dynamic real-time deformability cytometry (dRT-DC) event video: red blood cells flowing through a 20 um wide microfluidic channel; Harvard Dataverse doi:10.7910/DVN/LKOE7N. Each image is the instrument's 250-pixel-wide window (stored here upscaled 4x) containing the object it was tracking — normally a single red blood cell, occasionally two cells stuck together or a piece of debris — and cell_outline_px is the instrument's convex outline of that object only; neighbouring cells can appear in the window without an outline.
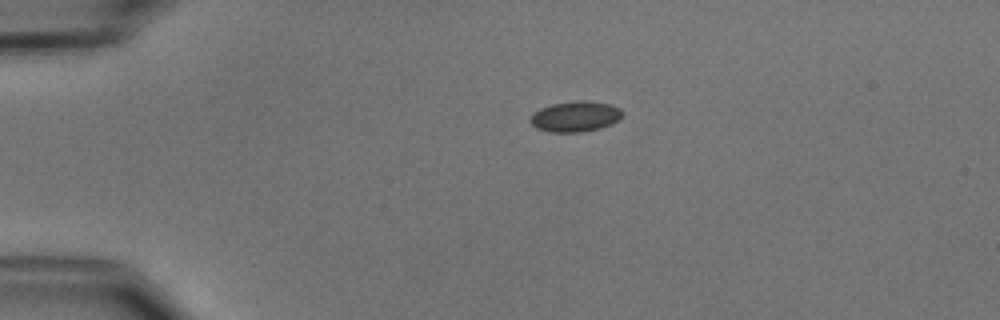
{"species": "common noctule bat (a hibernating species)", "species_latin": "Nyctalus noctula", "temperature_condition": "cold", "stored_images_in_passage": 6, "camera_frame_rate_fps": 3000, "um_per_image_px": 0.085, "animal": {"sex": "male", "body_mass_g": 15.6}, "frame": {"image": 1, "passage_image": 1, "time_ms": 0.0, "image_size_px": [1000, 320], "cell_outline_px": [[624, 116], [612, 124], [600, 128], [580, 132], [548, 132], [536, 128], [532, 124], [532, 116], [540, 108], [552, 104], [580, 100], [584, 100], [608, 104], [620, 108], [624, 112]], "centroid_in_image_um": [48.95, 9.9], "position_along_channel_um": 36.0, "area_um2": 16.3}}
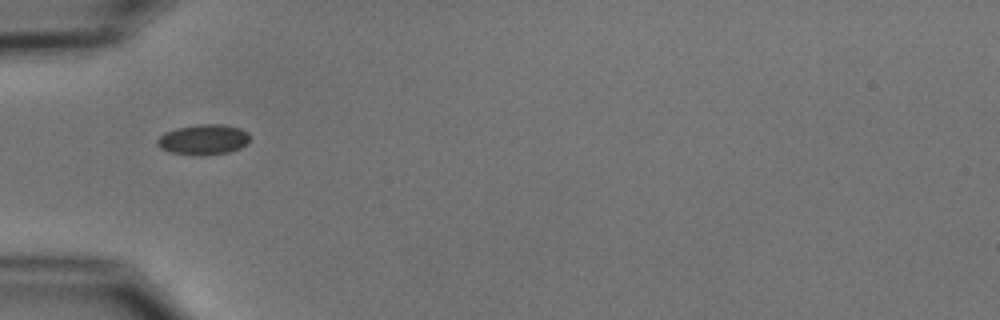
{"frame": {"image": 2, "passage_image": 2, "time_ms": 2.0, "image_size_px": [1000, 320], "cell_outline_px": [[248, 144], [240, 148], [228, 152], [200, 156], [172, 152], [160, 148], [156, 144], [156, 140], [164, 132], [176, 128], [200, 124], [220, 124], [240, 128], [248, 132]], "centroid_in_image_um": [17.28, 11.86], "position_along_channel_um": 67.7, "area_um2": 16.36}}
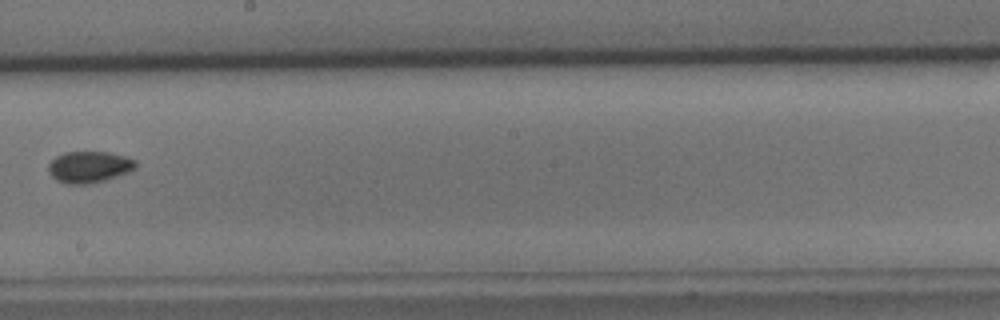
{"frame": {"image": 3, "passage_image": 6, "time_ms": 6.667, "image_size_px": [1000, 320], "cell_outline_px": [[136, 168], [128, 172], [104, 180], [88, 184], [68, 184], [56, 180], [48, 172], [48, 164], [56, 156], [64, 152], [108, 152], [124, 156], [136, 160]], "centroid_in_image_um": [7.56, 14.19], "position_along_channel_um": 240.6, "area_um2": 15.95}}